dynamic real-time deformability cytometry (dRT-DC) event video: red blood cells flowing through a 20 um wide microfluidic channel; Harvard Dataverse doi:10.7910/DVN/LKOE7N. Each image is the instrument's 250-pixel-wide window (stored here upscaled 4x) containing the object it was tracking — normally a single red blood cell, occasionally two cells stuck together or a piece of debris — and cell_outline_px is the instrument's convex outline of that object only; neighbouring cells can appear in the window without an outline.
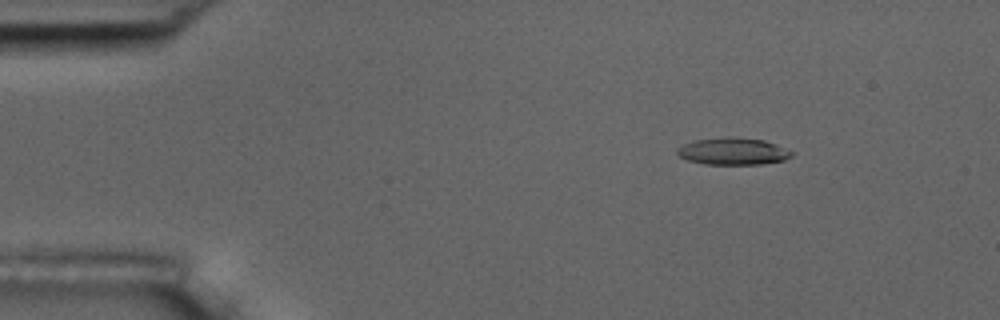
{"species": "common noctule bat (a hibernating species)", "species_latin": "Nyctalus noctula", "temperature_condition": "room temperature", "stored_images_in_passage": 5, "camera_frame_rate_fps": 3000, "um_per_image_px": 0.085, "animal": {"sex": "male", "body_mass_g": 17.5, "forearm_length_mm": 52.3}, "frame": {"image": 1, "passage_image": 2, "time_ms": 2.0, "image_size_px": [1000, 320], "cell_outline_px": [[792, 156], [784, 160], [760, 164], [704, 164], [688, 160], [680, 156], [676, 152], [676, 148], [684, 144], [696, 140], [724, 136], [732, 136], [764, 140], [776, 144], [792, 152]], "centroid_in_image_um": [62.28, 12.85], "position_along_channel_um": 22.7, "area_um2": 18.03}}